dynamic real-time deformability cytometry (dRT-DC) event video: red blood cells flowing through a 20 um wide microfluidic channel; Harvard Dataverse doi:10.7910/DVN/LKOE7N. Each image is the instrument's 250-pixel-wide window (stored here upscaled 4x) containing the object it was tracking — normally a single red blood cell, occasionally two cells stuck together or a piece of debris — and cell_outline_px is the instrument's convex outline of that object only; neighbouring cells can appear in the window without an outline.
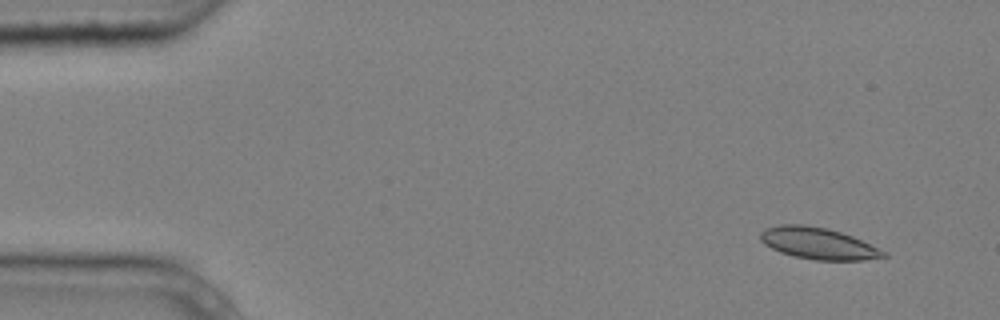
{"species": "common noctule bat (a hibernating species)", "species_latin": "Nyctalus noctula", "temperature_condition": "cold", "stored_images_in_passage": 4, "camera_frame_rate_fps": 3000, "um_per_image_px": 0.085, "animal": {"sex": "male", "body_mass_g": 20.4}, "frame": {"image": 1, "passage_image": 1, "time_ms": 0.0, "image_size_px": [1000, 320], "cell_outline_px": [[888, 256], [864, 260], [816, 260], [792, 256], [780, 252], [764, 244], [760, 240], [760, 232], [764, 228], [780, 224], [804, 224], [828, 228], [852, 236], [888, 252]], "centroid_in_image_um": [69.53, 20.68], "position_along_channel_um": 15.5, "area_um2": 22.83}}
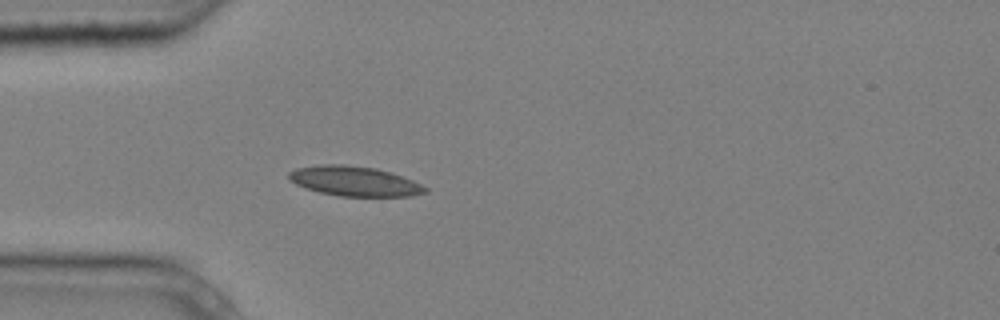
{"frame": {"image": 2, "passage_image": 4, "time_ms": 1.0, "image_size_px": [1000, 320], "cell_outline_px": [[428, 192], [412, 196], [340, 196], [320, 192], [304, 188], [288, 180], [288, 172], [296, 168], [320, 164], [344, 164], [376, 168], [412, 180], [428, 188]], "centroid_in_image_um": [30.09, 15.4], "position_along_channel_um": 54.9, "area_um2": 23.7}}